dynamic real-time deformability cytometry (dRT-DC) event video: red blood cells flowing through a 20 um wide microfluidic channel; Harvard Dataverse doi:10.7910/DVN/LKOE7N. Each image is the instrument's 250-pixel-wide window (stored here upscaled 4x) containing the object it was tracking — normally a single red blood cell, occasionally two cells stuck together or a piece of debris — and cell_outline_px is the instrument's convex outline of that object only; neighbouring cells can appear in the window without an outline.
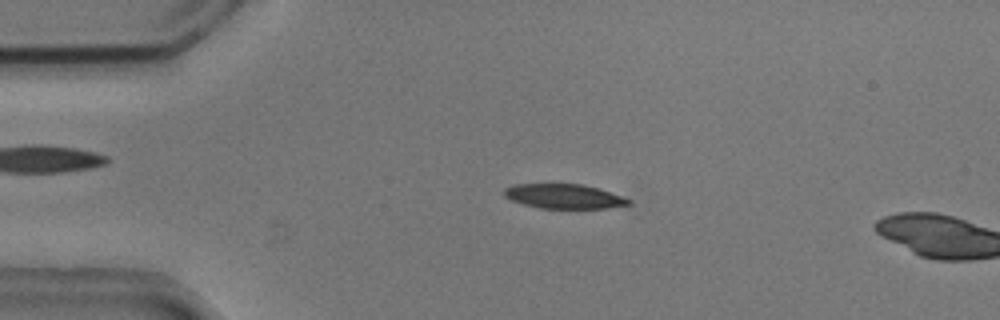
{"species": "common noctule bat (a hibernating species)", "species_latin": "Nyctalus noctula", "temperature_condition": "cold", "stored_images_in_passage": 8, "camera_frame_rate_fps": 3000, "um_per_image_px": 0.085, "animal": {"sex": "male", "body_mass_g": 20.5, "forearm_length_mm": 52.5}, "frame": {"image": 1, "passage_image": 6, "time_ms": 1.667, "image_size_px": [1000, 320], "cell_outline_px": [[632, 204], [608, 208], [540, 208], [524, 204], [512, 200], [504, 196], [504, 188], [516, 184], [580, 184], [600, 188], [632, 200]], "centroid_in_image_um": [47.97, 16.68], "position_along_channel_um": 37.0, "area_um2": 17.74}}